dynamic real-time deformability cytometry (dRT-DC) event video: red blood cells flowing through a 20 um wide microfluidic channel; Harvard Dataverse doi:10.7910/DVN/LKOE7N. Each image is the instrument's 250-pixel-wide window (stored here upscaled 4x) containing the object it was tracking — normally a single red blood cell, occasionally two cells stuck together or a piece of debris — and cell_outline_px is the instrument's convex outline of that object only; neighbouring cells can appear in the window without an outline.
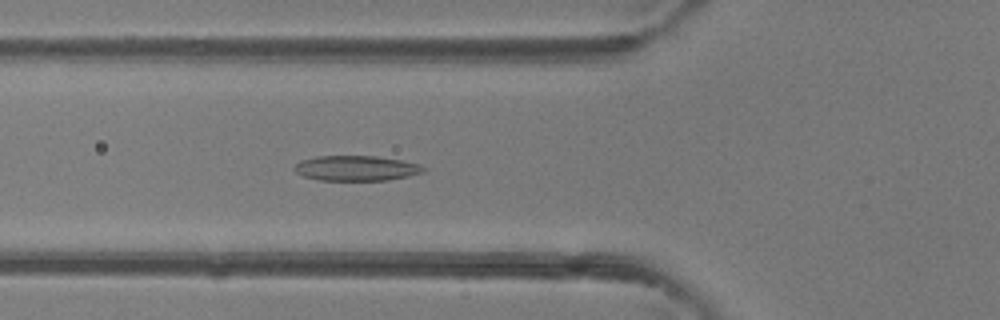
{"species": "common noctule bat (a hibernating species)", "species_latin": "Nyctalus noctula", "temperature_condition": "room temperature", "stored_images_in_passage": 41, "camera_frame_rate_fps": 3000, "um_per_image_px": 0.085, "animal": {"sex": "female"}, "frame": {"image": 1, "passage_image": 12, "time_ms": 3.667, "image_size_px": [1000, 320], "cell_outline_px": [[428, 168], [424, 172], [408, 176], [388, 180], [320, 180], [304, 176], [296, 172], [292, 168], [300, 160], [316, 156], [376, 156], [400, 160], [420, 164]], "centroid_in_image_um": [30.29, 14.29], "position_along_channel_um": 95.5, "area_um2": 18.96}}
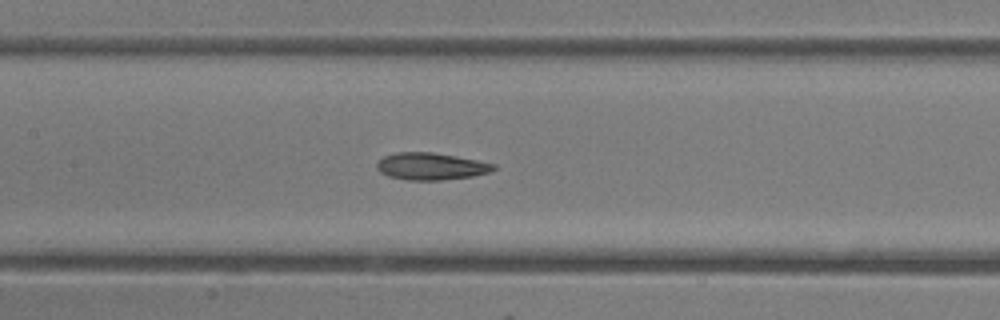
{"frame": {"image": 2, "passage_image": 17, "time_ms": 5.333, "image_size_px": [1000, 320], "cell_outline_px": [[496, 168], [488, 172], [472, 176], [444, 180], [408, 180], [388, 176], [380, 172], [376, 168], [376, 164], [384, 156], [396, 152], [432, 152], [456, 156], [496, 164]], "centroid_in_image_um": [36.61, 14.14], "position_along_channel_um": 170.8, "area_um2": 18.38}}
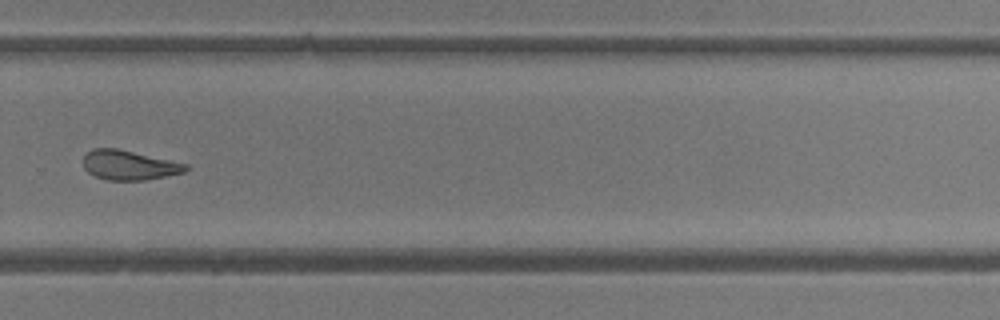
{"frame": {"image": 3, "passage_image": 27, "time_ms": 8.667, "image_size_px": [1000, 320], "cell_outline_px": [[192, 168], [184, 172], [144, 180], [104, 180], [88, 172], [84, 168], [84, 156], [92, 148], [116, 148], [188, 164]], "centroid_in_image_um": [10.98, 14.04], "position_along_channel_um": 318.8, "area_um2": 17.57}, "authors_computed_cell_mechanics": {"area_um2": 19.1896, "velocity_mm_per_s": 4.4563, "shape_relaxation_time_tau1_ms": 9.7467, "shape_relaxation_time_tau2_ms": 3.1477, "deformation_change_tau1": 0.2625, "deformation_change_tau2": 0.1193}}